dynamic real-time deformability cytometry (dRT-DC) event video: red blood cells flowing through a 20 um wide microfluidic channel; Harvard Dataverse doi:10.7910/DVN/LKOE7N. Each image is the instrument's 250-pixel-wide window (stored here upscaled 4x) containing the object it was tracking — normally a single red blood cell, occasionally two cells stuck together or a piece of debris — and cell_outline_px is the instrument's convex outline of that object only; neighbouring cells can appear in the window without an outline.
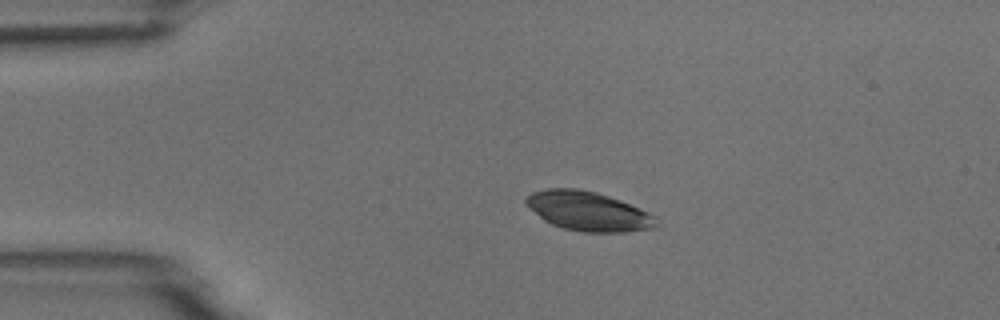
{"species": "common noctule bat (a hibernating species)", "species_latin": "Nyctalus noctula", "temperature_condition": "room temperature", "stored_images_in_passage": 4, "camera_frame_rate_fps": 3000, "um_per_image_px": 0.085, "animal": {"sex": "male", "body_mass_g": 18.8}, "frame": {"image": 1, "passage_image": 3, "time_ms": 3.0, "image_size_px": [1000, 320], "cell_outline_px": [[660, 224], [656, 228], [624, 232], [580, 232], [564, 228], [552, 224], [544, 220], [528, 208], [524, 204], [524, 200], [532, 192], [548, 188], [576, 188], [596, 192], [620, 200], [640, 208], [656, 216]], "centroid_in_image_um": [50.01, 17.96], "position_along_channel_um": 35.0, "area_um2": 30.06}}